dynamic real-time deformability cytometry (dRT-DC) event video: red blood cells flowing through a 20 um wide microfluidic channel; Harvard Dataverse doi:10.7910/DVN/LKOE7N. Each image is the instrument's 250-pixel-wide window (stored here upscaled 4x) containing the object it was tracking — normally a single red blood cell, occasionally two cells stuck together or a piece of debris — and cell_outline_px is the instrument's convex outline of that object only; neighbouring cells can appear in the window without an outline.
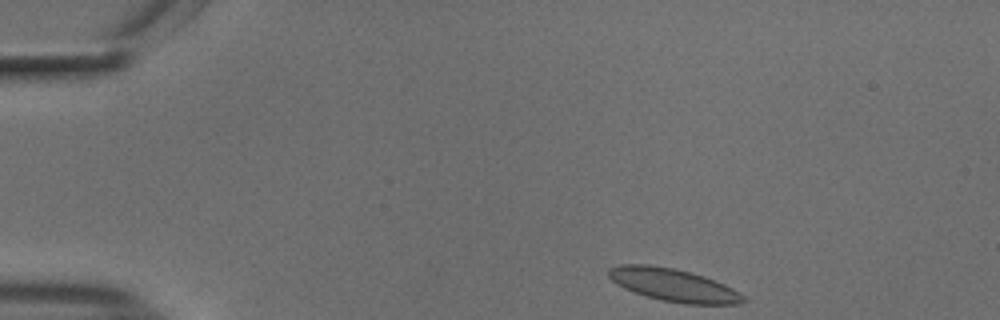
{"species": "common noctule bat (a hibernating species)", "species_latin": "Nyctalus noctula", "temperature_condition": "cold", "stored_images_in_passage": 47, "camera_frame_rate_fps": 3000, "um_per_image_px": 0.085, "animal": {"sex": "male", "body_mass_g": 18.8}, "frame": {"image": 1, "passage_image": 1, "time_ms": 0.0, "image_size_px": [1000, 320], "cell_outline_px": [[748, 300], [736, 304], [684, 304], [660, 300], [624, 288], [616, 284], [608, 276], [608, 268], [620, 264], [648, 264], [676, 268], [692, 272], [704, 276], [724, 284], [732, 288], [744, 296]], "centroid_in_image_um": [57.23, 24.21], "position_along_channel_um": 27.8, "area_um2": 25.78}}
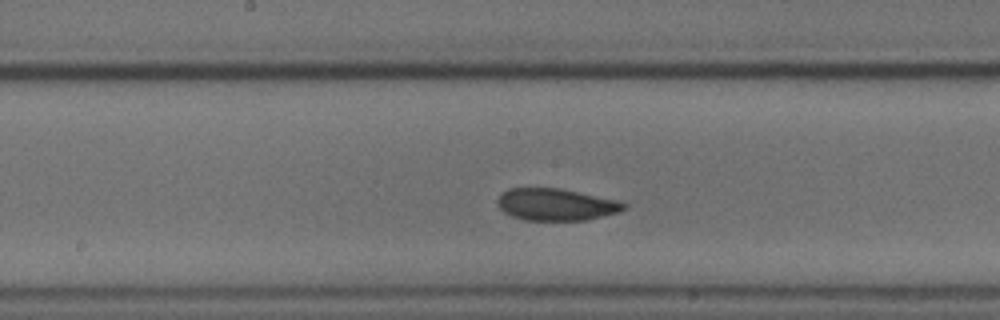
{"frame": {"image": 2, "passage_image": 21, "time_ms": 6.667, "image_size_px": [1000, 320], "cell_outline_px": [[628, 204], [620, 212], [588, 220], [524, 220], [512, 216], [504, 212], [496, 204], [496, 200], [508, 188], [560, 188], [620, 200]], "centroid_in_image_um": [47.29, 17.38], "position_along_channel_um": 200.9, "area_um2": 23.76}}
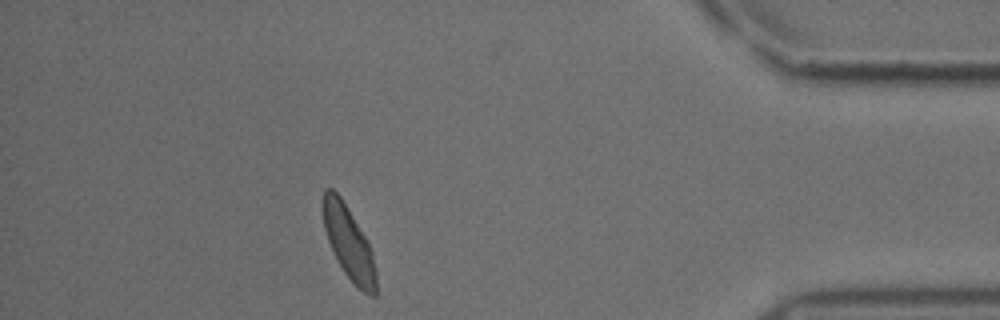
{"frame": {"image": 3, "passage_image": 41, "time_ms": 13.333, "image_size_px": [1000, 320], "cell_outline_px": [[376, 296], [368, 296], [356, 288], [344, 272], [328, 240], [324, 228], [320, 204], [324, 188], [332, 188], [340, 196], [364, 236], [372, 252], [376, 272]], "centroid_in_image_um": [29.61, 20.64], "position_along_channel_um": 405.6, "area_um2": 22.54}, "authors_computed_cell_mechanics": {"area_um2": 23.7558, "velocity_mm_per_s": 3.6918, "shape_relaxation_time_tau1_ms": 11.2927, "shape_relaxation_time_tau2_ms": 1.7894, "deformation_change_tau1": 0.1634, "deformation_change_tau2": 0.0629}}